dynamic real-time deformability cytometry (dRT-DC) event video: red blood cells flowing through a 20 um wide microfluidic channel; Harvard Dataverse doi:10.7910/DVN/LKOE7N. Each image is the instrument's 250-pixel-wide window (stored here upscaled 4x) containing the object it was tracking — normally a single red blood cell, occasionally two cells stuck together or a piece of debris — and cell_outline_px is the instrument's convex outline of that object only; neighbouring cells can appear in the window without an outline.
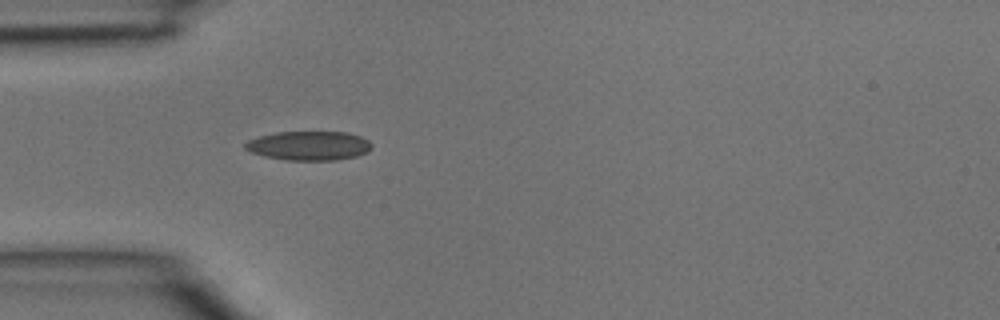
{"species": "common noctule bat (a hibernating species)", "species_latin": "Nyctalus noctula", "temperature_condition": "room temperature", "stored_images_in_passage": 2, "camera_frame_rate_fps": 3000, "um_per_image_px": 0.085, "animal": {"sex": "male", "body_mass_g": 15.6}, "frame": {"image": 1, "passage_image": 2, "time_ms": 0.333, "image_size_px": [1000, 320], "cell_outline_px": [[372, 148], [368, 152], [356, 156], [336, 160], [284, 160], [264, 156], [252, 152], [244, 148], [244, 144], [248, 140], [260, 136], [276, 132], [348, 132], [360, 136], [368, 140], [372, 144]], "centroid_in_image_um": [26.27, 12.38], "position_along_channel_um": 58.7, "area_um2": 21.56}}